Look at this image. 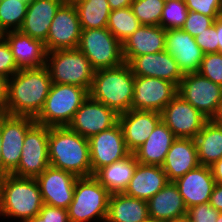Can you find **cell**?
Listing matches in <instances>:
<instances>
[{
	"label": "cell",
	"mask_w": 222,
	"mask_h": 222,
	"mask_svg": "<svg viewBox=\"0 0 222 222\" xmlns=\"http://www.w3.org/2000/svg\"><path fill=\"white\" fill-rule=\"evenodd\" d=\"M51 84L46 66L19 70L7 80L6 114L36 118L43 109Z\"/></svg>",
	"instance_id": "6da1fadb"
},
{
	"label": "cell",
	"mask_w": 222,
	"mask_h": 222,
	"mask_svg": "<svg viewBox=\"0 0 222 222\" xmlns=\"http://www.w3.org/2000/svg\"><path fill=\"white\" fill-rule=\"evenodd\" d=\"M48 158L54 168L77 177L92 176L88 139L67 126L49 127Z\"/></svg>",
	"instance_id": "7a4b0ae2"
},
{
	"label": "cell",
	"mask_w": 222,
	"mask_h": 222,
	"mask_svg": "<svg viewBox=\"0 0 222 222\" xmlns=\"http://www.w3.org/2000/svg\"><path fill=\"white\" fill-rule=\"evenodd\" d=\"M42 206L43 200L35 178L13 174L0 178L1 219L25 222L38 215Z\"/></svg>",
	"instance_id": "3957f363"
},
{
	"label": "cell",
	"mask_w": 222,
	"mask_h": 222,
	"mask_svg": "<svg viewBox=\"0 0 222 222\" xmlns=\"http://www.w3.org/2000/svg\"><path fill=\"white\" fill-rule=\"evenodd\" d=\"M134 81L135 75L126 62L117 67L97 70L89 96L120 115L131 109Z\"/></svg>",
	"instance_id": "277c9868"
},
{
	"label": "cell",
	"mask_w": 222,
	"mask_h": 222,
	"mask_svg": "<svg viewBox=\"0 0 222 222\" xmlns=\"http://www.w3.org/2000/svg\"><path fill=\"white\" fill-rule=\"evenodd\" d=\"M111 193L92 175L78 177L67 208L70 222H106Z\"/></svg>",
	"instance_id": "5b68a950"
},
{
	"label": "cell",
	"mask_w": 222,
	"mask_h": 222,
	"mask_svg": "<svg viewBox=\"0 0 222 222\" xmlns=\"http://www.w3.org/2000/svg\"><path fill=\"white\" fill-rule=\"evenodd\" d=\"M88 96L89 92L80 86L52 83L35 122L48 127L68 126Z\"/></svg>",
	"instance_id": "8992f818"
},
{
	"label": "cell",
	"mask_w": 222,
	"mask_h": 222,
	"mask_svg": "<svg viewBox=\"0 0 222 222\" xmlns=\"http://www.w3.org/2000/svg\"><path fill=\"white\" fill-rule=\"evenodd\" d=\"M46 67L52 83L77 85L88 92L92 87L95 70L78 48L48 52Z\"/></svg>",
	"instance_id": "52a82bcc"
},
{
	"label": "cell",
	"mask_w": 222,
	"mask_h": 222,
	"mask_svg": "<svg viewBox=\"0 0 222 222\" xmlns=\"http://www.w3.org/2000/svg\"><path fill=\"white\" fill-rule=\"evenodd\" d=\"M78 49L89 59L95 71L117 67L125 62L122 43L107 27L82 30Z\"/></svg>",
	"instance_id": "ba28073f"
},
{
	"label": "cell",
	"mask_w": 222,
	"mask_h": 222,
	"mask_svg": "<svg viewBox=\"0 0 222 222\" xmlns=\"http://www.w3.org/2000/svg\"><path fill=\"white\" fill-rule=\"evenodd\" d=\"M49 127L34 123L27 131L18 167L11 173L18 177L36 178L49 166Z\"/></svg>",
	"instance_id": "9c48e42d"
},
{
	"label": "cell",
	"mask_w": 222,
	"mask_h": 222,
	"mask_svg": "<svg viewBox=\"0 0 222 222\" xmlns=\"http://www.w3.org/2000/svg\"><path fill=\"white\" fill-rule=\"evenodd\" d=\"M177 94L210 120L222 100V87L199 72L187 73L179 83Z\"/></svg>",
	"instance_id": "30bf717a"
},
{
	"label": "cell",
	"mask_w": 222,
	"mask_h": 222,
	"mask_svg": "<svg viewBox=\"0 0 222 222\" xmlns=\"http://www.w3.org/2000/svg\"><path fill=\"white\" fill-rule=\"evenodd\" d=\"M34 123L35 118L29 116L0 115L2 177L18 167L25 135Z\"/></svg>",
	"instance_id": "8fae6325"
},
{
	"label": "cell",
	"mask_w": 222,
	"mask_h": 222,
	"mask_svg": "<svg viewBox=\"0 0 222 222\" xmlns=\"http://www.w3.org/2000/svg\"><path fill=\"white\" fill-rule=\"evenodd\" d=\"M82 33L75 4L65 1L58 9L49 28L45 47L47 52L58 49H76Z\"/></svg>",
	"instance_id": "7c38bea8"
},
{
	"label": "cell",
	"mask_w": 222,
	"mask_h": 222,
	"mask_svg": "<svg viewBox=\"0 0 222 222\" xmlns=\"http://www.w3.org/2000/svg\"><path fill=\"white\" fill-rule=\"evenodd\" d=\"M177 91L178 87L168 80L135 76L131 109L161 112Z\"/></svg>",
	"instance_id": "4fadbf2b"
},
{
	"label": "cell",
	"mask_w": 222,
	"mask_h": 222,
	"mask_svg": "<svg viewBox=\"0 0 222 222\" xmlns=\"http://www.w3.org/2000/svg\"><path fill=\"white\" fill-rule=\"evenodd\" d=\"M160 113L162 121L176 138L194 139L208 120L179 94Z\"/></svg>",
	"instance_id": "5bb4252c"
},
{
	"label": "cell",
	"mask_w": 222,
	"mask_h": 222,
	"mask_svg": "<svg viewBox=\"0 0 222 222\" xmlns=\"http://www.w3.org/2000/svg\"><path fill=\"white\" fill-rule=\"evenodd\" d=\"M118 117L119 115L113 109L88 96L67 127L89 139L115 126L118 123Z\"/></svg>",
	"instance_id": "9a60e30c"
},
{
	"label": "cell",
	"mask_w": 222,
	"mask_h": 222,
	"mask_svg": "<svg viewBox=\"0 0 222 222\" xmlns=\"http://www.w3.org/2000/svg\"><path fill=\"white\" fill-rule=\"evenodd\" d=\"M90 149L91 171L94 175L100 168L127 157L123 131L119 123L88 139Z\"/></svg>",
	"instance_id": "2e32d148"
},
{
	"label": "cell",
	"mask_w": 222,
	"mask_h": 222,
	"mask_svg": "<svg viewBox=\"0 0 222 222\" xmlns=\"http://www.w3.org/2000/svg\"><path fill=\"white\" fill-rule=\"evenodd\" d=\"M77 178L71 172L49 166L35 178L43 204L67 209L73 200Z\"/></svg>",
	"instance_id": "e0dca14e"
},
{
	"label": "cell",
	"mask_w": 222,
	"mask_h": 222,
	"mask_svg": "<svg viewBox=\"0 0 222 222\" xmlns=\"http://www.w3.org/2000/svg\"><path fill=\"white\" fill-rule=\"evenodd\" d=\"M161 121V113L155 111L130 109L120 114L118 123L122 128L127 150L130 153L136 151Z\"/></svg>",
	"instance_id": "ac0fdd59"
},
{
	"label": "cell",
	"mask_w": 222,
	"mask_h": 222,
	"mask_svg": "<svg viewBox=\"0 0 222 222\" xmlns=\"http://www.w3.org/2000/svg\"><path fill=\"white\" fill-rule=\"evenodd\" d=\"M128 65L135 76L161 78L177 87L184 77L175 58L166 50L134 57Z\"/></svg>",
	"instance_id": "d6986e66"
},
{
	"label": "cell",
	"mask_w": 222,
	"mask_h": 222,
	"mask_svg": "<svg viewBox=\"0 0 222 222\" xmlns=\"http://www.w3.org/2000/svg\"><path fill=\"white\" fill-rule=\"evenodd\" d=\"M165 50L175 58L183 74L199 71L204 53L195 38L181 28L166 30Z\"/></svg>",
	"instance_id": "ffe728a7"
},
{
	"label": "cell",
	"mask_w": 222,
	"mask_h": 222,
	"mask_svg": "<svg viewBox=\"0 0 222 222\" xmlns=\"http://www.w3.org/2000/svg\"><path fill=\"white\" fill-rule=\"evenodd\" d=\"M1 36L9 44L18 70L46 66L48 52L43 41L34 39L20 30L7 31Z\"/></svg>",
	"instance_id": "44dd1931"
},
{
	"label": "cell",
	"mask_w": 222,
	"mask_h": 222,
	"mask_svg": "<svg viewBox=\"0 0 222 222\" xmlns=\"http://www.w3.org/2000/svg\"><path fill=\"white\" fill-rule=\"evenodd\" d=\"M174 183L177 185L186 208L209 203L215 180L210 166L199 165Z\"/></svg>",
	"instance_id": "7402d4cb"
},
{
	"label": "cell",
	"mask_w": 222,
	"mask_h": 222,
	"mask_svg": "<svg viewBox=\"0 0 222 222\" xmlns=\"http://www.w3.org/2000/svg\"><path fill=\"white\" fill-rule=\"evenodd\" d=\"M65 1L32 0L28 3L25 19L19 30L34 39L45 42L52 20Z\"/></svg>",
	"instance_id": "603a6c76"
},
{
	"label": "cell",
	"mask_w": 222,
	"mask_h": 222,
	"mask_svg": "<svg viewBox=\"0 0 222 222\" xmlns=\"http://www.w3.org/2000/svg\"><path fill=\"white\" fill-rule=\"evenodd\" d=\"M166 30L160 25L140 27L122 42V53L126 63L134 57L158 53L165 50Z\"/></svg>",
	"instance_id": "cb8c5ba5"
},
{
	"label": "cell",
	"mask_w": 222,
	"mask_h": 222,
	"mask_svg": "<svg viewBox=\"0 0 222 222\" xmlns=\"http://www.w3.org/2000/svg\"><path fill=\"white\" fill-rule=\"evenodd\" d=\"M199 165L194 139L176 138L161 167L169 182H174Z\"/></svg>",
	"instance_id": "d4e9b609"
},
{
	"label": "cell",
	"mask_w": 222,
	"mask_h": 222,
	"mask_svg": "<svg viewBox=\"0 0 222 222\" xmlns=\"http://www.w3.org/2000/svg\"><path fill=\"white\" fill-rule=\"evenodd\" d=\"M169 180L159 165H143L138 163L124 194L148 201L163 189Z\"/></svg>",
	"instance_id": "484cf974"
},
{
	"label": "cell",
	"mask_w": 222,
	"mask_h": 222,
	"mask_svg": "<svg viewBox=\"0 0 222 222\" xmlns=\"http://www.w3.org/2000/svg\"><path fill=\"white\" fill-rule=\"evenodd\" d=\"M147 203L149 217L153 220L168 222L187 216V208L174 182H169Z\"/></svg>",
	"instance_id": "4316f807"
},
{
	"label": "cell",
	"mask_w": 222,
	"mask_h": 222,
	"mask_svg": "<svg viewBox=\"0 0 222 222\" xmlns=\"http://www.w3.org/2000/svg\"><path fill=\"white\" fill-rule=\"evenodd\" d=\"M175 139V135L161 121L146 142L133 152V155L140 164L162 166Z\"/></svg>",
	"instance_id": "83f0119b"
},
{
	"label": "cell",
	"mask_w": 222,
	"mask_h": 222,
	"mask_svg": "<svg viewBox=\"0 0 222 222\" xmlns=\"http://www.w3.org/2000/svg\"><path fill=\"white\" fill-rule=\"evenodd\" d=\"M146 200L124 193H113L109 198L106 222H145L149 220Z\"/></svg>",
	"instance_id": "f1b7e54d"
},
{
	"label": "cell",
	"mask_w": 222,
	"mask_h": 222,
	"mask_svg": "<svg viewBox=\"0 0 222 222\" xmlns=\"http://www.w3.org/2000/svg\"><path fill=\"white\" fill-rule=\"evenodd\" d=\"M137 164L135 156L130 153L124 159L100 168L93 176L111 194L123 193L133 177Z\"/></svg>",
	"instance_id": "f546056e"
},
{
	"label": "cell",
	"mask_w": 222,
	"mask_h": 222,
	"mask_svg": "<svg viewBox=\"0 0 222 222\" xmlns=\"http://www.w3.org/2000/svg\"><path fill=\"white\" fill-rule=\"evenodd\" d=\"M200 165L211 166L222 158V125L207 120L194 138Z\"/></svg>",
	"instance_id": "4dcf8cb0"
},
{
	"label": "cell",
	"mask_w": 222,
	"mask_h": 222,
	"mask_svg": "<svg viewBox=\"0 0 222 222\" xmlns=\"http://www.w3.org/2000/svg\"><path fill=\"white\" fill-rule=\"evenodd\" d=\"M82 30L107 27L111 12L108 0H73Z\"/></svg>",
	"instance_id": "1f68e13d"
},
{
	"label": "cell",
	"mask_w": 222,
	"mask_h": 222,
	"mask_svg": "<svg viewBox=\"0 0 222 222\" xmlns=\"http://www.w3.org/2000/svg\"><path fill=\"white\" fill-rule=\"evenodd\" d=\"M140 25L131 6H129L110 12L107 29L122 43L131 36Z\"/></svg>",
	"instance_id": "d6a6232c"
},
{
	"label": "cell",
	"mask_w": 222,
	"mask_h": 222,
	"mask_svg": "<svg viewBox=\"0 0 222 222\" xmlns=\"http://www.w3.org/2000/svg\"><path fill=\"white\" fill-rule=\"evenodd\" d=\"M27 6L24 0H0V34L22 27Z\"/></svg>",
	"instance_id": "836d02e7"
},
{
	"label": "cell",
	"mask_w": 222,
	"mask_h": 222,
	"mask_svg": "<svg viewBox=\"0 0 222 222\" xmlns=\"http://www.w3.org/2000/svg\"><path fill=\"white\" fill-rule=\"evenodd\" d=\"M164 5L162 0H134L131 8L141 25L158 26Z\"/></svg>",
	"instance_id": "e575fe53"
},
{
	"label": "cell",
	"mask_w": 222,
	"mask_h": 222,
	"mask_svg": "<svg viewBox=\"0 0 222 222\" xmlns=\"http://www.w3.org/2000/svg\"><path fill=\"white\" fill-rule=\"evenodd\" d=\"M188 12L185 1L167 2L162 10L160 26L165 30L182 28Z\"/></svg>",
	"instance_id": "d590c367"
},
{
	"label": "cell",
	"mask_w": 222,
	"mask_h": 222,
	"mask_svg": "<svg viewBox=\"0 0 222 222\" xmlns=\"http://www.w3.org/2000/svg\"><path fill=\"white\" fill-rule=\"evenodd\" d=\"M202 76L222 87V54H204L201 67L198 71Z\"/></svg>",
	"instance_id": "8d00e7d4"
},
{
	"label": "cell",
	"mask_w": 222,
	"mask_h": 222,
	"mask_svg": "<svg viewBox=\"0 0 222 222\" xmlns=\"http://www.w3.org/2000/svg\"><path fill=\"white\" fill-rule=\"evenodd\" d=\"M214 23L212 17L203 15L195 11H189L187 18L182 26V30L189 33L192 37H196Z\"/></svg>",
	"instance_id": "74e56055"
},
{
	"label": "cell",
	"mask_w": 222,
	"mask_h": 222,
	"mask_svg": "<svg viewBox=\"0 0 222 222\" xmlns=\"http://www.w3.org/2000/svg\"><path fill=\"white\" fill-rule=\"evenodd\" d=\"M189 11H195L212 17L214 20L222 15L221 0H185Z\"/></svg>",
	"instance_id": "f35d334b"
},
{
	"label": "cell",
	"mask_w": 222,
	"mask_h": 222,
	"mask_svg": "<svg viewBox=\"0 0 222 222\" xmlns=\"http://www.w3.org/2000/svg\"><path fill=\"white\" fill-rule=\"evenodd\" d=\"M18 71L9 44L0 36V76L9 79Z\"/></svg>",
	"instance_id": "ab89813d"
},
{
	"label": "cell",
	"mask_w": 222,
	"mask_h": 222,
	"mask_svg": "<svg viewBox=\"0 0 222 222\" xmlns=\"http://www.w3.org/2000/svg\"><path fill=\"white\" fill-rule=\"evenodd\" d=\"M209 203L198 204L187 209V218L190 222H216L219 216Z\"/></svg>",
	"instance_id": "60d3db41"
},
{
	"label": "cell",
	"mask_w": 222,
	"mask_h": 222,
	"mask_svg": "<svg viewBox=\"0 0 222 222\" xmlns=\"http://www.w3.org/2000/svg\"><path fill=\"white\" fill-rule=\"evenodd\" d=\"M194 38L204 54L218 53L219 45L216 31V19L211 27L207 28Z\"/></svg>",
	"instance_id": "b9f144b4"
},
{
	"label": "cell",
	"mask_w": 222,
	"mask_h": 222,
	"mask_svg": "<svg viewBox=\"0 0 222 222\" xmlns=\"http://www.w3.org/2000/svg\"><path fill=\"white\" fill-rule=\"evenodd\" d=\"M38 215L45 222H70L67 209L43 204Z\"/></svg>",
	"instance_id": "7bdbcfd3"
},
{
	"label": "cell",
	"mask_w": 222,
	"mask_h": 222,
	"mask_svg": "<svg viewBox=\"0 0 222 222\" xmlns=\"http://www.w3.org/2000/svg\"><path fill=\"white\" fill-rule=\"evenodd\" d=\"M209 204L217 211L222 212V183H215Z\"/></svg>",
	"instance_id": "ee69618b"
},
{
	"label": "cell",
	"mask_w": 222,
	"mask_h": 222,
	"mask_svg": "<svg viewBox=\"0 0 222 222\" xmlns=\"http://www.w3.org/2000/svg\"><path fill=\"white\" fill-rule=\"evenodd\" d=\"M7 80L0 76V115L6 114Z\"/></svg>",
	"instance_id": "f6af8a7d"
},
{
	"label": "cell",
	"mask_w": 222,
	"mask_h": 222,
	"mask_svg": "<svg viewBox=\"0 0 222 222\" xmlns=\"http://www.w3.org/2000/svg\"><path fill=\"white\" fill-rule=\"evenodd\" d=\"M215 183H222V158L210 166Z\"/></svg>",
	"instance_id": "bcb514c9"
},
{
	"label": "cell",
	"mask_w": 222,
	"mask_h": 222,
	"mask_svg": "<svg viewBox=\"0 0 222 222\" xmlns=\"http://www.w3.org/2000/svg\"><path fill=\"white\" fill-rule=\"evenodd\" d=\"M134 0H108L111 11L131 6Z\"/></svg>",
	"instance_id": "7dc6e473"
},
{
	"label": "cell",
	"mask_w": 222,
	"mask_h": 222,
	"mask_svg": "<svg viewBox=\"0 0 222 222\" xmlns=\"http://www.w3.org/2000/svg\"><path fill=\"white\" fill-rule=\"evenodd\" d=\"M216 31L218 38V53L222 54V15L216 18Z\"/></svg>",
	"instance_id": "c3c4849f"
},
{
	"label": "cell",
	"mask_w": 222,
	"mask_h": 222,
	"mask_svg": "<svg viewBox=\"0 0 222 222\" xmlns=\"http://www.w3.org/2000/svg\"><path fill=\"white\" fill-rule=\"evenodd\" d=\"M211 120L217 124L222 125V100L219 102L217 111Z\"/></svg>",
	"instance_id": "681fc988"
},
{
	"label": "cell",
	"mask_w": 222,
	"mask_h": 222,
	"mask_svg": "<svg viewBox=\"0 0 222 222\" xmlns=\"http://www.w3.org/2000/svg\"><path fill=\"white\" fill-rule=\"evenodd\" d=\"M2 138H1V129H0V178L2 177Z\"/></svg>",
	"instance_id": "f907efd6"
},
{
	"label": "cell",
	"mask_w": 222,
	"mask_h": 222,
	"mask_svg": "<svg viewBox=\"0 0 222 222\" xmlns=\"http://www.w3.org/2000/svg\"><path fill=\"white\" fill-rule=\"evenodd\" d=\"M25 222H45V221L39 215H36Z\"/></svg>",
	"instance_id": "816d5d0a"
},
{
	"label": "cell",
	"mask_w": 222,
	"mask_h": 222,
	"mask_svg": "<svg viewBox=\"0 0 222 222\" xmlns=\"http://www.w3.org/2000/svg\"><path fill=\"white\" fill-rule=\"evenodd\" d=\"M168 222H187V217H183V218L172 220V221H168Z\"/></svg>",
	"instance_id": "f5cc1de1"
},
{
	"label": "cell",
	"mask_w": 222,
	"mask_h": 222,
	"mask_svg": "<svg viewBox=\"0 0 222 222\" xmlns=\"http://www.w3.org/2000/svg\"><path fill=\"white\" fill-rule=\"evenodd\" d=\"M216 222H222V212L219 213V216Z\"/></svg>",
	"instance_id": "db71d44e"
},
{
	"label": "cell",
	"mask_w": 222,
	"mask_h": 222,
	"mask_svg": "<svg viewBox=\"0 0 222 222\" xmlns=\"http://www.w3.org/2000/svg\"><path fill=\"white\" fill-rule=\"evenodd\" d=\"M164 3L170 2V1H185V0H162Z\"/></svg>",
	"instance_id": "11a10c76"
},
{
	"label": "cell",
	"mask_w": 222,
	"mask_h": 222,
	"mask_svg": "<svg viewBox=\"0 0 222 222\" xmlns=\"http://www.w3.org/2000/svg\"><path fill=\"white\" fill-rule=\"evenodd\" d=\"M145 222H163V221H157V220L149 219V220H147Z\"/></svg>",
	"instance_id": "9f6ffc18"
}]
</instances>
